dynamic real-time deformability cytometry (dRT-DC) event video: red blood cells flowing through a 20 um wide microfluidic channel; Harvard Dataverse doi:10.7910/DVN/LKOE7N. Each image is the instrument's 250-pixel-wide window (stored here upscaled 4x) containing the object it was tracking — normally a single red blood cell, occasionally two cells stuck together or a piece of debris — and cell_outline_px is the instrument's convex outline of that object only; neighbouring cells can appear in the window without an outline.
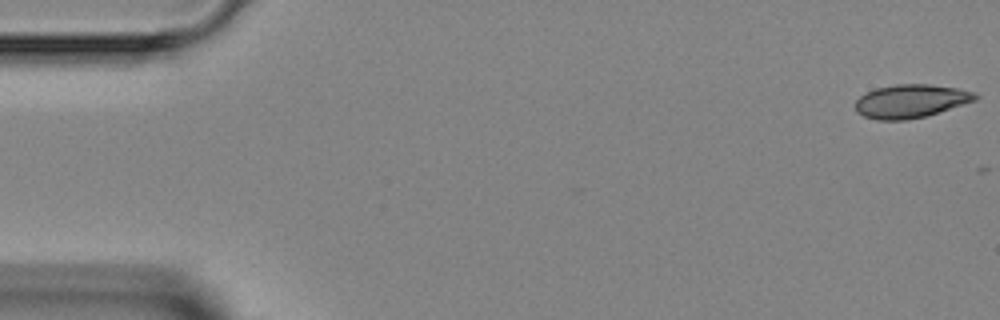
{"species": "Egyptian fruit bat (a non-hibernating species)", "species_latin": "Rousettus aegyptiacus", "temperature_condition": "room temperature", "stored_images_in_passage": 5, "camera_frame_rate_fps": 3000, "um_per_image_px": 0.085, "animal": {"sex": "female"}, "frame": {"image": 1, "passage_image": 1, "time_ms": 0.0, "image_size_px": [1000, 320], "cell_outline_px": [[980, 96], [976, 100], [928, 116], [908, 120], [876, 120], [864, 116], [856, 112], [856, 100], [860, 96], [876, 88], [896, 84], [928, 84], [956, 88], [976, 92]], "centroid_in_image_um": [77.44, 8.6], "position_along_channel_um": 7.6, "area_um2": 23.47}}